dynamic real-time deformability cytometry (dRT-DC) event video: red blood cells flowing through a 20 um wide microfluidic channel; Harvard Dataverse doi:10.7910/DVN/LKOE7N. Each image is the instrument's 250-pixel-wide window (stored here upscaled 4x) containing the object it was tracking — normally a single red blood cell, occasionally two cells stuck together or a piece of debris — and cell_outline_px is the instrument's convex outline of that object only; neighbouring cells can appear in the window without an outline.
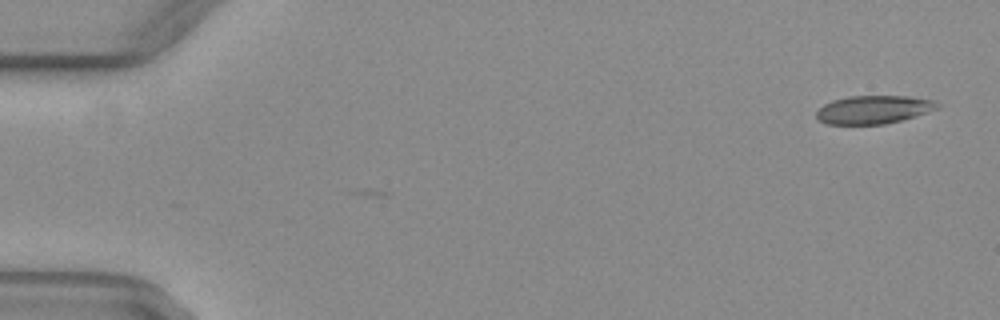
{"species": "common noctule bat (a hibernating species)", "species_latin": "Nyctalus noctula", "temperature_condition": "warm", "stored_images_in_passage": 2, "camera_frame_rate_fps": 3000, "um_per_image_px": 0.085, "animal": {"sex": "female", "body_mass_g": 29.2, "forearm_length_mm": 56.3}, "frame": {"image": 1, "passage_image": 1, "time_ms": 0.0, "image_size_px": [1000, 320], "cell_outline_px": [[940, 108], [900, 120], [884, 124], [828, 124], [820, 120], [816, 116], [816, 112], [824, 104], [832, 100], [848, 96], [908, 96], [932, 100], [940, 104]], "centroid_in_image_um": [74.25, 9.31], "position_along_channel_um": 10.8, "area_um2": 19.71}}